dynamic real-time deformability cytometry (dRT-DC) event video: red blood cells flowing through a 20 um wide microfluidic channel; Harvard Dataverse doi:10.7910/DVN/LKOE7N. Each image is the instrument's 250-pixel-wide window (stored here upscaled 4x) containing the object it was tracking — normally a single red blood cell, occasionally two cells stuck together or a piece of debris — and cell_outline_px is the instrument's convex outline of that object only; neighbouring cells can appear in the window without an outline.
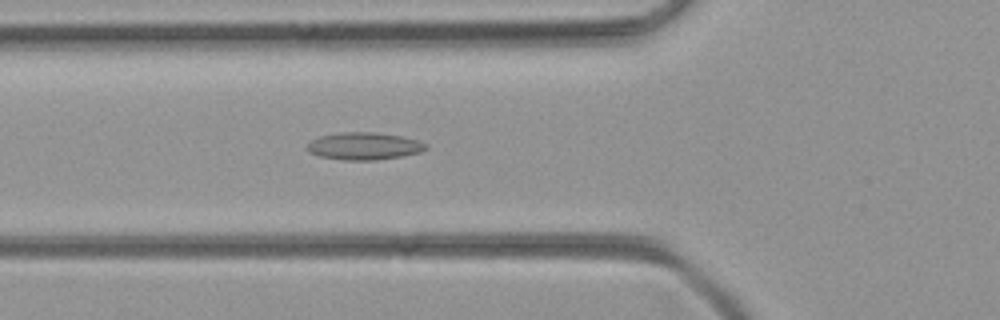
{"species": "common noctule bat (a hibernating species)", "species_latin": "Nyctalus noctula", "temperature_condition": "room temperature", "stored_images_in_passage": 46, "camera_frame_rate_fps": 3000, "um_per_image_px": 0.085, "animal": {"sex": "female", "body_mass_g": 21.9}, "frame": {"image": 1, "passage_image": 14, "time_ms": 4.333, "image_size_px": [1000, 320], "cell_outline_px": [[428, 148], [420, 152], [400, 156], [376, 160], [344, 160], [320, 156], [308, 152], [304, 148], [312, 140], [320, 136], [340, 132], [376, 132], [400, 136], [416, 140], [428, 144]], "centroid_in_image_um": [30.92, 12.41], "position_along_channel_um": 94.9, "area_um2": 18.9}}
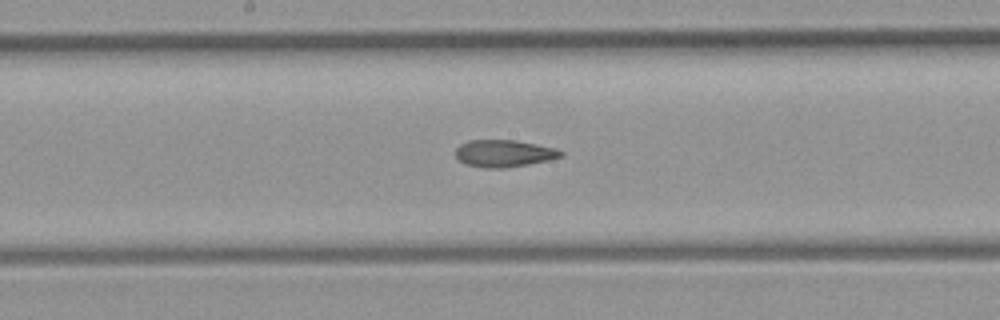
{"frame": {"image": 2, "passage_image": 22, "time_ms": 7.0, "image_size_px": [1000, 320], "cell_outline_px": [[564, 156], [548, 160], [528, 164], [504, 168], [484, 168], [464, 164], [456, 160], [456, 148], [460, 144], [468, 140], [516, 140], [556, 148], [564, 152]], "centroid_in_image_um": [42.81, 13.04], "position_along_channel_um": 205.4, "area_um2": 16.82}}
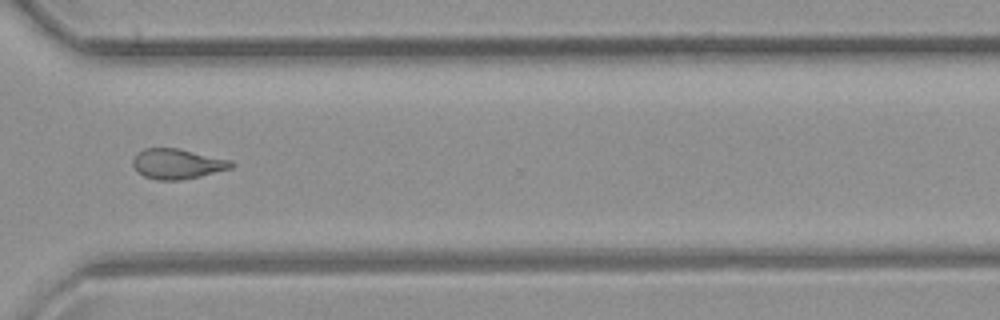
{"frame": {"image": 3, "passage_image": 33, "time_ms": 10.667, "image_size_px": [1000, 320], "cell_outline_px": [[236, 164], [232, 168], [200, 176], [180, 180], [156, 180], [144, 176], [132, 164], [132, 160], [144, 148], [180, 148], [232, 160]], "centroid_in_image_um": [15.13, 13.92], "position_along_channel_um": 355.5, "area_um2": 17.28}}